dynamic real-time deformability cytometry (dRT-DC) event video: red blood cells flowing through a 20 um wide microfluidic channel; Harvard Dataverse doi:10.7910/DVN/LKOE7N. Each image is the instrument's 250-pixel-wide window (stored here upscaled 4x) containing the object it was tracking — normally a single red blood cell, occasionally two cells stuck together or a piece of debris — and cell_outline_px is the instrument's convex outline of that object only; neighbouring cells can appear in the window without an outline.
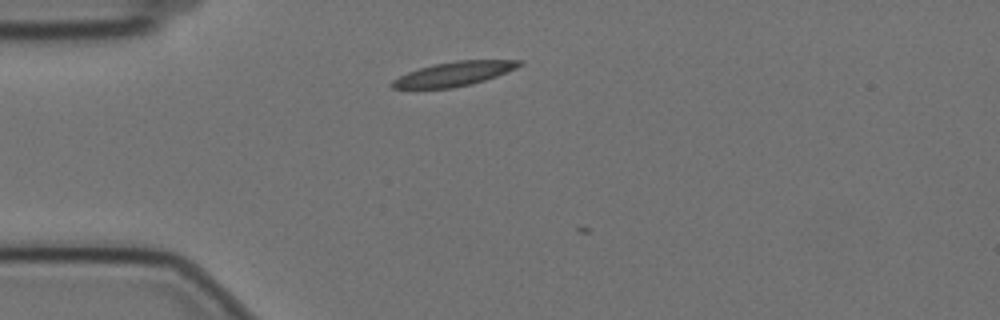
{"species": "Egyptian fruit bat (a non-hibernating species)", "species_latin": "Rousettus aegyptiacus", "temperature_condition": "cold", "stored_images_in_passage": 4, "camera_frame_rate_fps": 3000, "um_per_image_px": 0.085, "animal": {"sex": "female"}, "frame": {"image": 1, "passage_image": 3, "time_ms": 0.667, "image_size_px": [1000, 320], "cell_outline_px": [[524, 64], [516, 68], [496, 76], [472, 84], [452, 88], [392, 88], [388, 84], [392, 80], [408, 72], [432, 64], [456, 60], [524, 60]], "centroid_in_image_um": [38.6, 6.27], "position_along_channel_um": 46.4, "area_um2": 17.98}}